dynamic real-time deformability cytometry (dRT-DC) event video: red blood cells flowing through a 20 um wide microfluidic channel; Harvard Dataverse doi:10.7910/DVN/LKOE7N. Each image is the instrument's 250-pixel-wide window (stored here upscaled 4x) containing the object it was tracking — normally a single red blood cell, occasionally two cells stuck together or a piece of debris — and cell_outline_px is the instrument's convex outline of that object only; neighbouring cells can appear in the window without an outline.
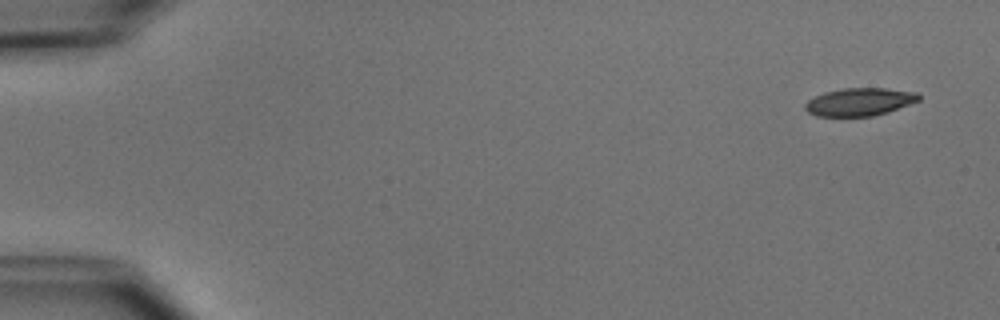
{"species": "common noctule bat (a hibernating species)", "species_latin": "Nyctalus noctula", "temperature_condition": "cold", "stored_images_in_passage": 7, "camera_frame_rate_fps": 3000, "um_per_image_px": 0.085, "animal": {"sex": "male", "body_mass_g": 15.6}, "frame": {"image": 1, "passage_image": 1, "time_ms": 0.0, "image_size_px": [1000, 320], "cell_outline_px": [[920, 100], [888, 112], [872, 116], [816, 116], [808, 112], [804, 108], [804, 104], [808, 100], [824, 92], [844, 88], [884, 88], [920, 92]], "centroid_in_image_um": [73.08, 8.65], "position_along_channel_um": 11.9, "area_um2": 18.5}}
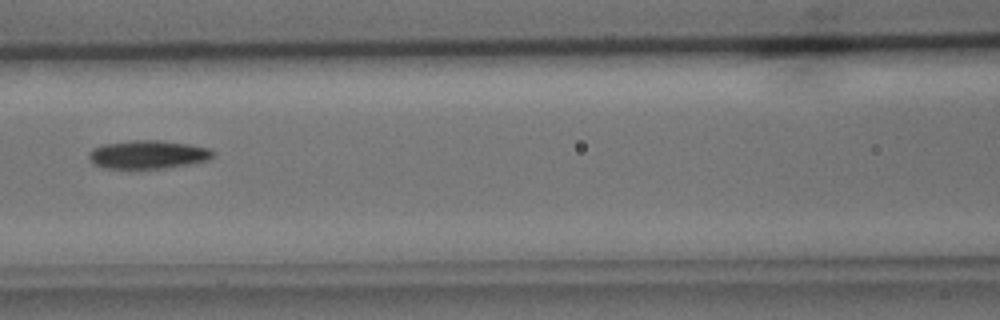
{"frame": {"image": 2, "passage_image": 6, "time_ms": 7.0, "image_size_px": [1000, 320], "cell_outline_px": [[216, 152], [208, 160], [188, 164], [164, 168], [132, 172], [104, 168], [92, 164], [88, 160], [88, 152], [92, 148], [104, 144], [132, 140], [160, 140], [188, 144], [208, 148]], "centroid_in_image_um": [12.47, 13.18], "position_along_channel_um": 154.1, "area_um2": 21.44}}
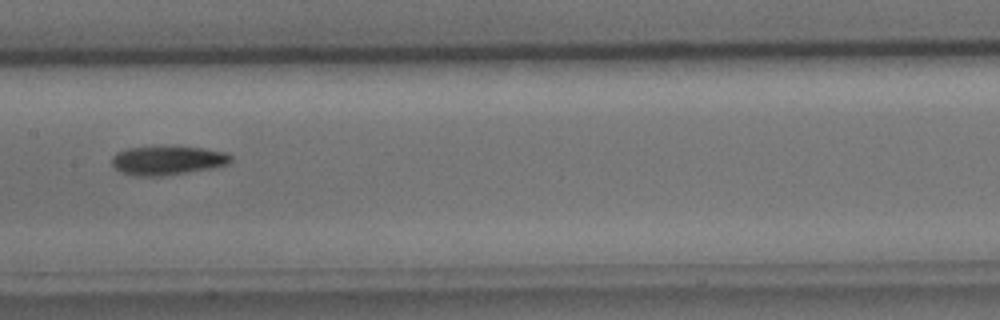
{"frame": {"image": 3, "passage_image": 7, "time_ms": 8.0, "image_size_px": [1000, 320], "cell_outline_px": [[232, 160], [228, 164], [212, 168], [160, 176], [136, 176], [120, 172], [112, 164], [112, 156], [116, 152], [128, 148], [200, 148], [224, 152], [232, 156]], "centroid_in_image_um": [14.22, 13.66], "position_along_channel_um": 193.2, "area_um2": 19.48}}